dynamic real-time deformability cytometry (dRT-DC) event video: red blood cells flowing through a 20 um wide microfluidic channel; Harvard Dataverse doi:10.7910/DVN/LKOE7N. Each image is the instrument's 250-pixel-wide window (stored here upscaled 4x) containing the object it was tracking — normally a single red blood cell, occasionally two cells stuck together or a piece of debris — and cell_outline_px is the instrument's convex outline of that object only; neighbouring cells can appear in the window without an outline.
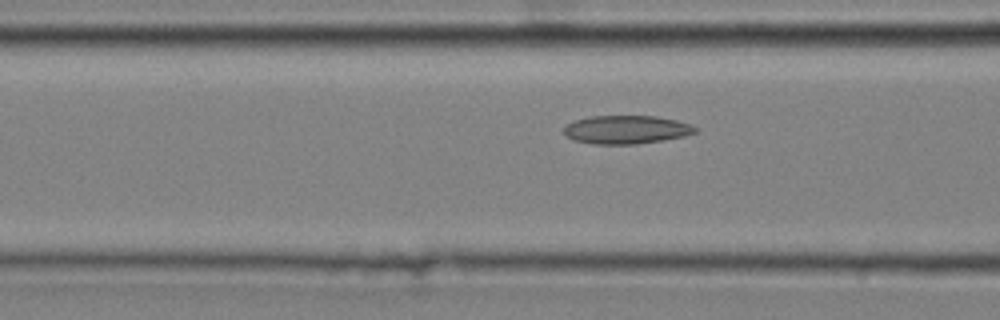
{"species": "common noctule bat (a hibernating species)", "species_latin": "Nyctalus noctula", "temperature_condition": "cold", "stored_images_in_passage": 19, "camera_frame_rate_fps": 3000, "um_per_image_px": 0.085, "animal": {"sex": "male", "body_mass_g": 20.4}, "frame": {"image": 1, "passage_image": 16, "time_ms": 5.0, "image_size_px": [1000, 320], "cell_outline_px": [[696, 132], [680, 136], [660, 140], [632, 144], [596, 144], [576, 140], [568, 136], [564, 132], [564, 128], [568, 124], [576, 120], [592, 116], [652, 116], [676, 120], [688, 124], [696, 128]], "centroid_in_image_um": [53.2, 11.01], "position_along_channel_um": 113.4, "area_um2": 21.04}}